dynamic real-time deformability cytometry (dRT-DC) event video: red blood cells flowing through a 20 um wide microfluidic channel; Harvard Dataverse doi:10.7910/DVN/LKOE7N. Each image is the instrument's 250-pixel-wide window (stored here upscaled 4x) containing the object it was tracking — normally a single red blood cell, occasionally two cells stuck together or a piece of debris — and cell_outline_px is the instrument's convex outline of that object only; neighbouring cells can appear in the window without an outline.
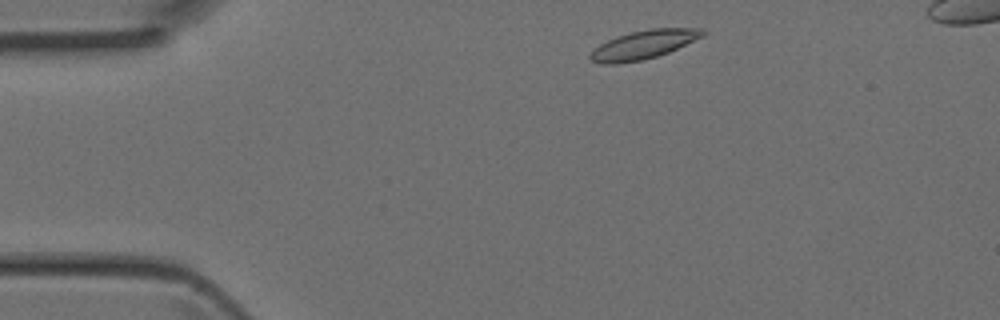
{"species": "Egyptian fruit bat (a non-hibernating species)", "species_latin": "Rousettus aegyptiacus", "temperature_condition": "room temperature", "stored_images_in_passage": 3, "camera_frame_rate_fps": 3000, "um_per_image_px": 0.085, "animal": {"sex": "female"}, "frame": {"image": 1, "passage_image": 1, "time_ms": 0.0, "image_size_px": [1000, 320], "cell_outline_px": [[704, 36], [668, 52], [656, 56], [640, 60], [616, 64], [604, 64], [592, 60], [588, 56], [600, 44], [616, 36], [628, 32], [652, 28], [700, 28], [704, 32]], "centroid_in_image_um": [54.7, 3.78], "position_along_channel_um": 30.3, "area_um2": 18.5}}